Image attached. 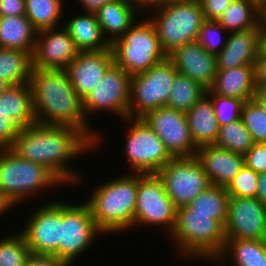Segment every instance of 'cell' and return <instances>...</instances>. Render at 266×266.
Segmentation results:
<instances>
[{"instance_id": "obj_41", "label": "cell", "mask_w": 266, "mask_h": 266, "mask_svg": "<svg viewBox=\"0 0 266 266\" xmlns=\"http://www.w3.org/2000/svg\"><path fill=\"white\" fill-rule=\"evenodd\" d=\"M244 163L258 174L266 172V143H255L244 155Z\"/></svg>"}, {"instance_id": "obj_27", "label": "cell", "mask_w": 266, "mask_h": 266, "mask_svg": "<svg viewBox=\"0 0 266 266\" xmlns=\"http://www.w3.org/2000/svg\"><path fill=\"white\" fill-rule=\"evenodd\" d=\"M38 31L25 16H0V47L33 54Z\"/></svg>"}, {"instance_id": "obj_15", "label": "cell", "mask_w": 266, "mask_h": 266, "mask_svg": "<svg viewBox=\"0 0 266 266\" xmlns=\"http://www.w3.org/2000/svg\"><path fill=\"white\" fill-rule=\"evenodd\" d=\"M142 118L162 140L172 157L196 155L197 148L192 140L185 112L164 106Z\"/></svg>"}, {"instance_id": "obj_42", "label": "cell", "mask_w": 266, "mask_h": 266, "mask_svg": "<svg viewBox=\"0 0 266 266\" xmlns=\"http://www.w3.org/2000/svg\"><path fill=\"white\" fill-rule=\"evenodd\" d=\"M234 0H199L204 19L217 20Z\"/></svg>"}, {"instance_id": "obj_52", "label": "cell", "mask_w": 266, "mask_h": 266, "mask_svg": "<svg viewBox=\"0 0 266 266\" xmlns=\"http://www.w3.org/2000/svg\"><path fill=\"white\" fill-rule=\"evenodd\" d=\"M10 85L0 78V94L5 91Z\"/></svg>"}, {"instance_id": "obj_5", "label": "cell", "mask_w": 266, "mask_h": 266, "mask_svg": "<svg viewBox=\"0 0 266 266\" xmlns=\"http://www.w3.org/2000/svg\"><path fill=\"white\" fill-rule=\"evenodd\" d=\"M140 19L111 44L114 63L130 76L146 72L168 58L161 47L155 24L149 16Z\"/></svg>"}, {"instance_id": "obj_44", "label": "cell", "mask_w": 266, "mask_h": 266, "mask_svg": "<svg viewBox=\"0 0 266 266\" xmlns=\"http://www.w3.org/2000/svg\"><path fill=\"white\" fill-rule=\"evenodd\" d=\"M26 266H69L55 255L33 254L27 259Z\"/></svg>"}, {"instance_id": "obj_4", "label": "cell", "mask_w": 266, "mask_h": 266, "mask_svg": "<svg viewBox=\"0 0 266 266\" xmlns=\"http://www.w3.org/2000/svg\"><path fill=\"white\" fill-rule=\"evenodd\" d=\"M169 239L179 257L187 261L216 259L226 243L224 227L214 219V214L193 213L188 205L177 209Z\"/></svg>"}, {"instance_id": "obj_11", "label": "cell", "mask_w": 266, "mask_h": 266, "mask_svg": "<svg viewBox=\"0 0 266 266\" xmlns=\"http://www.w3.org/2000/svg\"><path fill=\"white\" fill-rule=\"evenodd\" d=\"M73 203L62 200L61 240L59 243V259L69 266L76 261L78 256L80 258L91 248L98 236L104 235L96 227L88 204L86 202Z\"/></svg>"}, {"instance_id": "obj_38", "label": "cell", "mask_w": 266, "mask_h": 266, "mask_svg": "<svg viewBox=\"0 0 266 266\" xmlns=\"http://www.w3.org/2000/svg\"><path fill=\"white\" fill-rule=\"evenodd\" d=\"M214 106L215 117L219 126L232 123L241 118L244 100L207 93Z\"/></svg>"}, {"instance_id": "obj_28", "label": "cell", "mask_w": 266, "mask_h": 266, "mask_svg": "<svg viewBox=\"0 0 266 266\" xmlns=\"http://www.w3.org/2000/svg\"><path fill=\"white\" fill-rule=\"evenodd\" d=\"M229 33L253 28H266V17L258 0H234L217 19Z\"/></svg>"}, {"instance_id": "obj_13", "label": "cell", "mask_w": 266, "mask_h": 266, "mask_svg": "<svg viewBox=\"0 0 266 266\" xmlns=\"http://www.w3.org/2000/svg\"><path fill=\"white\" fill-rule=\"evenodd\" d=\"M131 76L113 63L94 89L83 99V112L88 119L101 111L121 120L128 117ZM100 112V113H98ZM90 115V116H89Z\"/></svg>"}, {"instance_id": "obj_47", "label": "cell", "mask_w": 266, "mask_h": 266, "mask_svg": "<svg viewBox=\"0 0 266 266\" xmlns=\"http://www.w3.org/2000/svg\"><path fill=\"white\" fill-rule=\"evenodd\" d=\"M113 0H79L82 11L95 14L101 7Z\"/></svg>"}, {"instance_id": "obj_51", "label": "cell", "mask_w": 266, "mask_h": 266, "mask_svg": "<svg viewBox=\"0 0 266 266\" xmlns=\"http://www.w3.org/2000/svg\"><path fill=\"white\" fill-rule=\"evenodd\" d=\"M261 13L266 17V0H258Z\"/></svg>"}, {"instance_id": "obj_14", "label": "cell", "mask_w": 266, "mask_h": 266, "mask_svg": "<svg viewBox=\"0 0 266 266\" xmlns=\"http://www.w3.org/2000/svg\"><path fill=\"white\" fill-rule=\"evenodd\" d=\"M52 201V202H51ZM30 213L20 232L33 254L55 255L59 258L61 240L62 201L51 200Z\"/></svg>"}, {"instance_id": "obj_46", "label": "cell", "mask_w": 266, "mask_h": 266, "mask_svg": "<svg viewBox=\"0 0 266 266\" xmlns=\"http://www.w3.org/2000/svg\"><path fill=\"white\" fill-rule=\"evenodd\" d=\"M168 0H129V2L139 11L145 9L151 11L162 6ZM139 8V9H138Z\"/></svg>"}, {"instance_id": "obj_1", "label": "cell", "mask_w": 266, "mask_h": 266, "mask_svg": "<svg viewBox=\"0 0 266 266\" xmlns=\"http://www.w3.org/2000/svg\"><path fill=\"white\" fill-rule=\"evenodd\" d=\"M11 149L48 168L63 184L79 186L82 174L68 164L82 154L93 153L95 145L75 128L35 123L20 129Z\"/></svg>"}, {"instance_id": "obj_25", "label": "cell", "mask_w": 266, "mask_h": 266, "mask_svg": "<svg viewBox=\"0 0 266 266\" xmlns=\"http://www.w3.org/2000/svg\"><path fill=\"white\" fill-rule=\"evenodd\" d=\"M73 16L63 23V27L69 32L80 52L102 51L111 48L95 14L81 12Z\"/></svg>"}, {"instance_id": "obj_7", "label": "cell", "mask_w": 266, "mask_h": 266, "mask_svg": "<svg viewBox=\"0 0 266 266\" xmlns=\"http://www.w3.org/2000/svg\"><path fill=\"white\" fill-rule=\"evenodd\" d=\"M152 12L155 14L149 18L167 56L176 48L195 42L205 20L199 0H168Z\"/></svg>"}, {"instance_id": "obj_33", "label": "cell", "mask_w": 266, "mask_h": 266, "mask_svg": "<svg viewBox=\"0 0 266 266\" xmlns=\"http://www.w3.org/2000/svg\"><path fill=\"white\" fill-rule=\"evenodd\" d=\"M206 91L198 82L178 72L167 100V107L186 113Z\"/></svg>"}, {"instance_id": "obj_39", "label": "cell", "mask_w": 266, "mask_h": 266, "mask_svg": "<svg viewBox=\"0 0 266 266\" xmlns=\"http://www.w3.org/2000/svg\"><path fill=\"white\" fill-rule=\"evenodd\" d=\"M258 177V173L244 164L226 187L229 196L256 198Z\"/></svg>"}, {"instance_id": "obj_30", "label": "cell", "mask_w": 266, "mask_h": 266, "mask_svg": "<svg viewBox=\"0 0 266 266\" xmlns=\"http://www.w3.org/2000/svg\"><path fill=\"white\" fill-rule=\"evenodd\" d=\"M32 69L31 53L0 47V78L9 85L29 83Z\"/></svg>"}, {"instance_id": "obj_50", "label": "cell", "mask_w": 266, "mask_h": 266, "mask_svg": "<svg viewBox=\"0 0 266 266\" xmlns=\"http://www.w3.org/2000/svg\"><path fill=\"white\" fill-rule=\"evenodd\" d=\"M253 99L259 104L261 109L266 113V88H257Z\"/></svg>"}, {"instance_id": "obj_22", "label": "cell", "mask_w": 266, "mask_h": 266, "mask_svg": "<svg viewBox=\"0 0 266 266\" xmlns=\"http://www.w3.org/2000/svg\"><path fill=\"white\" fill-rule=\"evenodd\" d=\"M256 90L255 66L242 65L231 69L218 70L212 86L206 93L234 97L246 102L253 99Z\"/></svg>"}, {"instance_id": "obj_19", "label": "cell", "mask_w": 266, "mask_h": 266, "mask_svg": "<svg viewBox=\"0 0 266 266\" xmlns=\"http://www.w3.org/2000/svg\"><path fill=\"white\" fill-rule=\"evenodd\" d=\"M225 47L216 55L217 70L255 65L261 47L266 43V28L230 32Z\"/></svg>"}, {"instance_id": "obj_48", "label": "cell", "mask_w": 266, "mask_h": 266, "mask_svg": "<svg viewBox=\"0 0 266 266\" xmlns=\"http://www.w3.org/2000/svg\"><path fill=\"white\" fill-rule=\"evenodd\" d=\"M256 198L266 206V172L259 173Z\"/></svg>"}, {"instance_id": "obj_20", "label": "cell", "mask_w": 266, "mask_h": 266, "mask_svg": "<svg viewBox=\"0 0 266 266\" xmlns=\"http://www.w3.org/2000/svg\"><path fill=\"white\" fill-rule=\"evenodd\" d=\"M175 69L205 89H209L217 74L216 56L208 53L197 41L176 48L168 55Z\"/></svg>"}, {"instance_id": "obj_9", "label": "cell", "mask_w": 266, "mask_h": 266, "mask_svg": "<svg viewBox=\"0 0 266 266\" xmlns=\"http://www.w3.org/2000/svg\"><path fill=\"white\" fill-rule=\"evenodd\" d=\"M177 73L167 58L146 72L131 76L128 117L142 118L159 107L167 106Z\"/></svg>"}, {"instance_id": "obj_6", "label": "cell", "mask_w": 266, "mask_h": 266, "mask_svg": "<svg viewBox=\"0 0 266 266\" xmlns=\"http://www.w3.org/2000/svg\"><path fill=\"white\" fill-rule=\"evenodd\" d=\"M57 185L64 184L45 166L23 159L11 148L0 149V190L15 205Z\"/></svg>"}, {"instance_id": "obj_43", "label": "cell", "mask_w": 266, "mask_h": 266, "mask_svg": "<svg viewBox=\"0 0 266 266\" xmlns=\"http://www.w3.org/2000/svg\"><path fill=\"white\" fill-rule=\"evenodd\" d=\"M254 66L257 88H266V43L259 50Z\"/></svg>"}, {"instance_id": "obj_35", "label": "cell", "mask_w": 266, "mask_h": 266, "mask_svg": "<svg viewBox=\"0 0 266 266\" xmlns=\"http://www.w3.org/2000/svg\"><path fill=\"white\" fill-rule=\"evenodd\" d=\"M30 254L20 231L0 239V266H26Z\"/></svg>"}, {"instance_id": "obj_10", "label": "cell", "mask_w": 266, "mask_h": 266, "mask_svg": "<svg viewBox=\"0 0 266 266\" xmlns=\"http://www.w3.org/2000/svg\"><path fill=\"white\" fill-rule=\"evenodd\" d=\"M176 215L177 208L168 197L158 174L138 173L134 227L161 226L169 237L176 224Z\"/></svg>"}, {"instance_id": "obj_3", "label": "cell", "mask_w": 266, "mask_h": 266, "mask_svg": "<svg viewBox=\"0 0 266 266\" xmlns=\"http://www.w3.org/2000/svg\"><path fill=\"white\" fill-rule=\"evenodd\" d=\"M138 173L122 174L95 186L85 201L96 227L104 234H119L134 227Z\"/></svg>"}, {"instance_id": "obj_31", "label": "cell", "mask_w": 266, "mask_h": 266, "mask_svg": "<svg viewBox=\"0 0 266 266\" xmlns=\"http://www.w3.org/2000/svg\"><path fill=\"white\" fill-rule=\"evenodd\" d=\"M63 3L62 0H25V16L38 32L62 27Z\"/></svg>"}, {"instance_id": "obj_45", "label": "cell", "mask_w": 266, "mask_h": 266, "mask_svg": "<svg viewBox=\"0 0 266 266\" xmlns=\"http://www.w3.org/2000/svg\"><path fill=\"white\" fill-rule=\"evenodd\" d=\"M25 15V0H0V16Z\"/></svg>"}, {"instance_id": "obj_8", "label": "cell", "mask_w": 266, "mask_h": 266, "mask_svg": "<svg viewBox=\"0 0 266 266\" xmlns=\"http://www.w3.org/2000/svg\"><path fill=\"white\" fill-rule=\"evenodd\" d=\"M122 121L129 127L122 152L130 164L128 171L157 174L173 158L164 143L143 118L127 117Z\"/></svg>"}, {"instance_id": "obj_40", "label": "cell", "mask_w": 266, "mask_h": 266, "mask_svg": "<svg viewBox=\"0 0 266 266\" xmlns=\"http://www.w3.org/2000/svg\"><path fill=\"white\" fill-rule=\"evenodd\" d=\"M20 127L0 110V149L11 148L20 132Z\"/></svg>"}, {"instance_id": "obj_21", "label": "cell", "mask_w": 266, "mask_h": 266, "mask_svg": "<svg viewBox=\"0 0 266 266\" xmlns=\"http://www.w3.org/2000/svg\"><path fill=\"white\" fill-rule=\"evenodd\" d=\"M195 156L201 163L211 185L225 188L245 164L244 155L215 145L198 148Z\"/></svg>"}, {"instance_id": "obj_29", "label": "cell", "mask_w": 266, "mask_h": 266, "mask_svg": "<svg viewBox=\"0 0 266 266\" xmlns=\"http://www.w3.org/2000/svg\"><path fill=\"white\" fill-rule=\"evenodd\" d=\"M229 256L232 266H266V240L226 239L223 252L208 262L220 264Z\"/></svg>"}, {"instance_id": "obj_16", "label": "cell", "mask_w": 266, "mask_h": 266, "mask_svg": "<svg viewBox=\"0 0 266 266\" xmlns=\"http://www.w3.org/2000/svg\"><path fill=\"white\" fill-rule=\"evenodd\" d=\"M226 239L266 240V206L258 198L229 196Z\"/></svg>"}, {"instance_id": "obj_17", "label": "cell", "mask_w": 266, "mask_h": 266, "mask_svg": "<svg viewBox=\"0 0 266 266\" xmlns=\"http://www.w3.org/2000/svg\"><path fill=\"white\" fill-rule=\"evenodd\" d=\"M74 40L62 26L41 30L32 54V67L37 69H65L79 54Z\"/></svg>"}, {"instance_id": "obj_49", "label": "cell", "mask_w": 266, "mask_h": 266, "mask_svg": "<svg viewBox=\"0 0 266 266\" xmlns=\"http://www.w3.org/2000/svg\"><path fill=\"white\" fill-rule=\"evenodd\" d=\"M14 207V202L0 190V215L3 216L5 212L8 213L10 209H14Z\"/></svg>"}, {"instance_id": "obj_18", "label": "cell", "mask_w": 266, "mask_h": 266, "mask_svg": "<svg viewBox=\"0 0 266 266\" xmlns=\"http://www.w3.org/2000/svg\"><path fill=\"white\" fill-rule=\"evenodd\" d=\"M114 63L112 49L79 52L65 68L71 85L83 100Z\"/></svg>"}, {"instance_id": "obj_26", "label": "cell", "mask_w": 266, "mask_h": 266, "mask_svg": "<svg viewBox=\"0 0 266 266\" xmlns=\"http://www.w3.org/2000/svg\"><path fill=\"white\" fill-rule=\"evenodd\" d=\"M0 110L20 128L37 123L30 83L10 85L0 94Z\"/></svg>"}, {"instance_id": "obj_37", "label": "cell", "mask_w": 266, "mask_h": 266, "mask_svg": "<svg viewBox=\"0 0 266 266\" xmlns=\"http://www.w3.org/2000/svg\"><path fill=\"white\" fill-rule=\"evenodd\" d=\"M241 119L254 143H266V113L254 99L244 103Z\"/></svg>"}, {"instance_id": "obj_23", "label": "cell", "mask_w": 266, "mask_h": 266, "mask_svg": "<svg viewBox=\"0 0 266 266\" xmlns=\"http://www.w3.org/2000/svg\"><path fill=\"white\" fill-rule=\"evenodd\" d=\"M187 124L195 147L214 145L219 135L211 97L204 94L187 112Z\"/></svg>"}, {"instance_id": "obj_32", "label": "cell", "mask_w": 266, "mask_h": 266, "mask_svg": "<svg viewBox=\"0 0 266 266\" xmlns=\"http://www.w3.org/2000/svg\"><path fill=\"white\" fill-rule=\"evenodd\" d=\"M229 194L225 187L210 185L188 205L193 213L214 214L223 227L227 219Z\"/></svg>"}, {"instance_id": "obj_34", "label": "cell", "mask_w": 266, "mask_h": 266, "mask_svg": "<svg viewBox=\"0 0 266 266\" xmlns=\"http://www.w3.org/2000/svg\"><path fill=\"white\" fill-rule=\"evenodd\" d=\"M252 135L244 126L242 119L222 125L215 146L245 155L254 145Z\"/></svg>"}, {"instance_id": "obj_36", "label": "cell", "mask_w": 266, "mask_h": 266, "mask_svg": "<svg viewBox=\"0 0 266 266\" xmlns=\"http://www.w3.org/2000/svg\"><path fill=\"white\" fill-rule=\"evenodd\" d=\"M224 34V35H223ZM229 32L217 20H204L197 42L208 52L217 55L225 47Z\"/></svg>"}, {"instance_id": "obj_2", "label": "cell", "mask_w": 266, "mask_h": 266, "mask_svg": "<svg viewBox=\"0 0 266 266\" xmlns=\"http://www.w3.org/2000/svg\"><path fill=\"white\" fill-rule=\"evenodd\" d=\"M37 123L80 130L94 145H102V134L90 127L83 100L71 85L65 69L33 68L30 77ZM99 131V133H98Z\"/></svg>"}, {"instance_id": "obj_24", "label": "cell", "mask_w": 266, "mask_h": 266, "mask_svg": "<svg viewBox=\"0 0 266 266\" xmlns=\"http://www.w3.org/2000/svg\"><path fill=\"white\" fill-rule=\"evenodd\" d=\"M140 14L129 0H113L95 13L102 33L110 44L122 37Z\"/></svg>"}, {"instance_id": "obj_12", "label": "cell", "mask_w": 266, "mask_h": 266, "mask_svg": "<svg viewBox=\"0 0 266 266\" xmlns=\"http://www.w3.org/2000/svg\"><path fill=\"white\" fill-rule=\"evenodd\" d=\"M157 174L177 209L189 205L211 185L196 156L173 157Z\"/></svg>"}]
</instances>
